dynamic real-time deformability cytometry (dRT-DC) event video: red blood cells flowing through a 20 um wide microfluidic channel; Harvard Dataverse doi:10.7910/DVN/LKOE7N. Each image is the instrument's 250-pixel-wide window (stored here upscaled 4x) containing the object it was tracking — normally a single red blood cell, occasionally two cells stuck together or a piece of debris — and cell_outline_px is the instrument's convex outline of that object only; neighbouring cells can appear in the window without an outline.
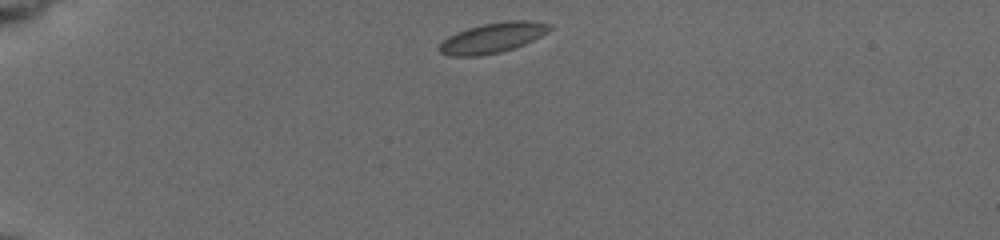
{"species": "common noctule bat (a hibernating species)", "species_latin": "Nyctalus noctula", "temperature_condition": "cold", "stored_images_in_passage": 7, "camera_frame_rate_fps": 3000, "um_per_image_px": 0.085, "animal": {"sex": "female", "body_mass_g": 19.5, "forearm_length_mm": 54.1}, "frame": {"image": 1, "passage_image": 1, "time_ms": 0.0, "image_size_px": [1000, 240], "cell_outline_px": [[552, 28], [548, 32], [524, 44], [500, 52], [480, 56], [452, 56], [440, 52], [436, 48], [448, 36], [456, 32], [468, 28], [484, 24], [512, 20], [528, 20], [552, 24]], "centroid_in_image_um": [41.87, 3.21], "position_along_channel_um": 43.1, "area_um2": 19.25}}
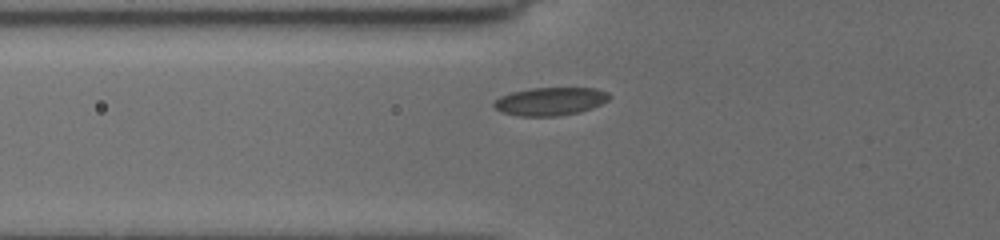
{"frame": {"image": 2, "passage_image": 5, "time_ms": 2.333, "image_size_px": [1000, 240], "cell_outline_px": [[612, 96], [608, 100], [592, 108], [580, 112], [556, 116], [520, 116], [500, 112], [492, 104], [500, 96], [512, 92], [532, 88], [596, 88], [608, 92]], "centroid_in_image_um": [46.79, 8.61], "position_along_channel_um": 79.0, "area_um2": 18.9}}
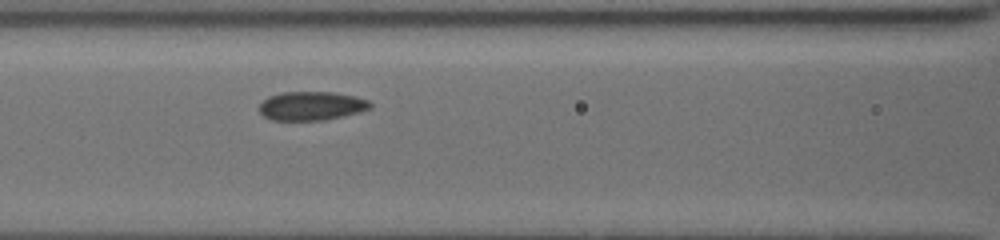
{"frame": {"image": 3, "passage_image": 7, "time_ms": 4.0, "image_size_px": [1000, 240], "cell_outline_px": [[372, 108], [360, 112], [344, 116], [324, 120], [272, 120], [264, 116], [260, 112], [260, 104], [268, 96], [280, 92], [332, 92], [356, 96], [368, 100], [372, 104]], "centroid_in_image_um": [26.5, 9.0], "position_along_channel_um": 140.1, "area_um2": 18.73}}